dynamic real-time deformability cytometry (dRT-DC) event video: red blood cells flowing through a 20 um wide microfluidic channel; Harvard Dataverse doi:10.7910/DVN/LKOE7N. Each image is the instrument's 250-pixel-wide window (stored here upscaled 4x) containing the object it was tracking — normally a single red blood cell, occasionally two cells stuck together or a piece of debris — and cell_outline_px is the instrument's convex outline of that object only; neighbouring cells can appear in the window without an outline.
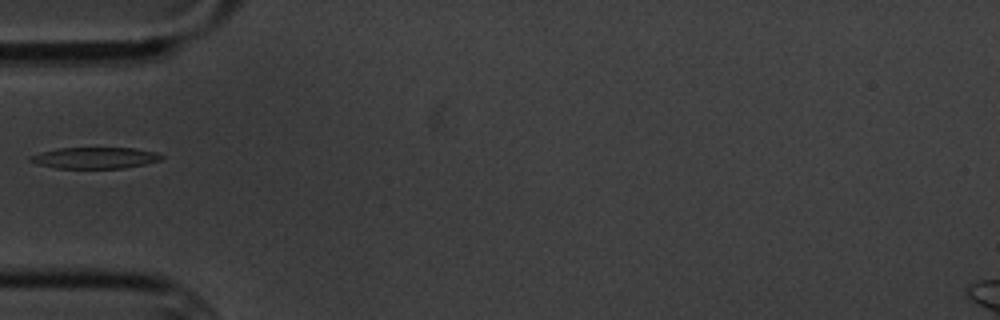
{"species": "common noctule bat (a hibernating species)", "species_latin": "Nyctalus noctula", "temperature_condition": "cold", "stored_images_in_passage": 6, "camera_frame_rate_fps": 3000, "um_per_image_px": 0.085, "animal": {"sex": "male", "body_mass_g": 20.1, "forearm_length_mm": 53.5}, "frame": {"image": 1, "passage_image": 6, "time_ms": 6.0, "image_size_px": [1000, 320], "cell_outline_px": [[164, 156], [160, 160], [144, 164], [124, 168], [56, 168], [36, 164], [28, 160], [28, 156], [40, 152], [56, 148], [136, 148], [156, 152]], "centroid_in_image_um": [8.02, 13.41], "position_along_channel_um": 77.0, "area_um2": 16.36}}